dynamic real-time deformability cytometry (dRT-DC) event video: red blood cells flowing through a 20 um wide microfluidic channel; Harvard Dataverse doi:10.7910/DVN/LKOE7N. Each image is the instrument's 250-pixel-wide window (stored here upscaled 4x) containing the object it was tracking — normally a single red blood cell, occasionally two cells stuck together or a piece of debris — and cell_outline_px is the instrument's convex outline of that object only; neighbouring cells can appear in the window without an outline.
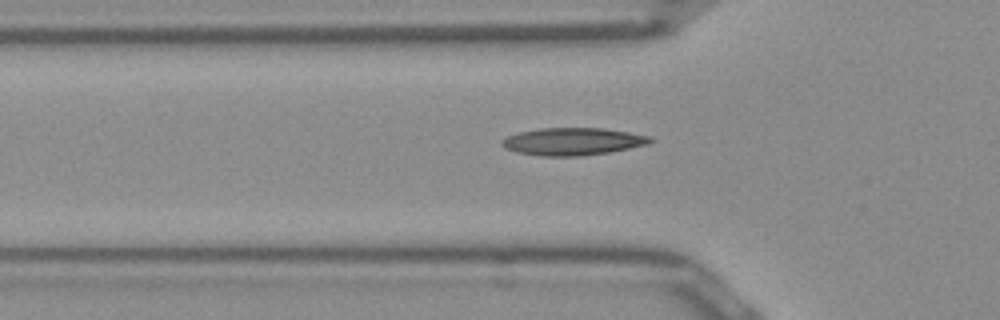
{"species": "Egyptian fruit bat (a non-hibernating species)", "species_latin": "Rousettus aegyptiacus", "temperature_condition": "room temperature", "stored_images_in_passage": 30, "camera_frame_rate_fps": 3000, "um_per_image_px": 0.085, "frame": {"image": 1, "passage_image": 6, "time_ms": 1.667, "image_size_px": [1000, 320], "cell_outline_px": [[652, 140], [648, 144], [608, 152], [580, 156], [540, 156], [520, 152], [508, 148], [500, 144], [500, 140], [508, 136], [520, 132], [540, 128], [604, 128], [652, 136]], "centroid_in_image_um": [48.7, 12.02], "position_along_channel_um": 77.1, "area_um2": 23.47}}
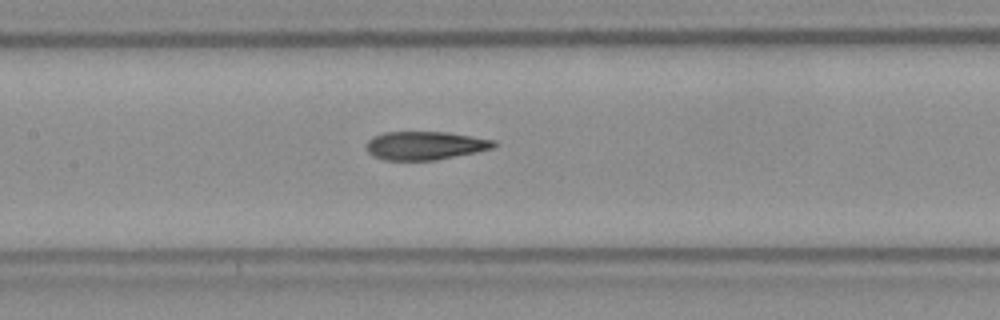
{"frame": {"image": 2, "passage_image": 13, "time_ms": 4.0, "image_size_px": [1000, 320], "cell_outline_px": [[496, 144], [492, 148], [476, 152], [436, 160], [384, 160], [368, 152], [364, 148], [368, 140], [372, 136], [384, 132], [448, 132], [496, 140]], "centroid_in_image_um": [36.11, 12.36], "position_along_channel_um": 171.3, "area_um2": 21.15}}
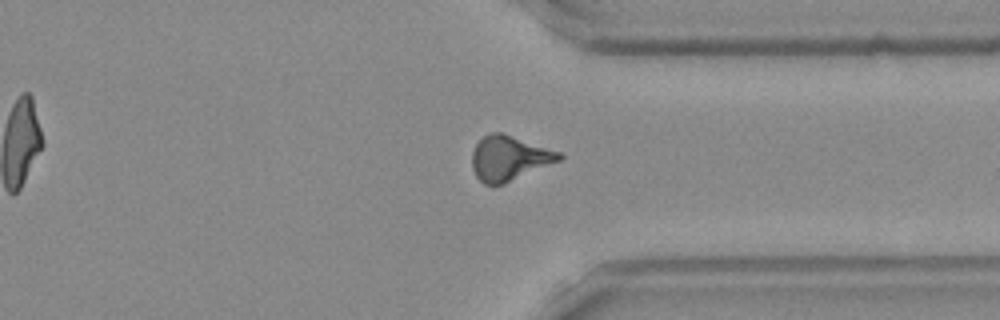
{"frame": {"image": 3, "passage_image": 28, "time_ms": 9.0, "image_size_px": [1000, 320], "cell_outline_px": [[564, 156], [560, 160], [504, 184], [492, 188], [484, 184], [476, 176], [472, 168], [472, 152], [476, 144], [484, 136], [492, 132], [500, 132], [560, 152]], "centroid_in_image_um": [43.24, 13.48], "position_along_channel_um": 368.2, "area_um2": 22.66}, "authors_computed_cell_mechanics": {"area_um2": 21.7328, "velocity_mm_per_s": 3.9724, "shape_relaxation_time_tau1_ms": null, "shape_relaxation_time_tau2_ms": 3.167, "deformation_change_tau1": null, "deformation_change_tau2": 0.1113}}